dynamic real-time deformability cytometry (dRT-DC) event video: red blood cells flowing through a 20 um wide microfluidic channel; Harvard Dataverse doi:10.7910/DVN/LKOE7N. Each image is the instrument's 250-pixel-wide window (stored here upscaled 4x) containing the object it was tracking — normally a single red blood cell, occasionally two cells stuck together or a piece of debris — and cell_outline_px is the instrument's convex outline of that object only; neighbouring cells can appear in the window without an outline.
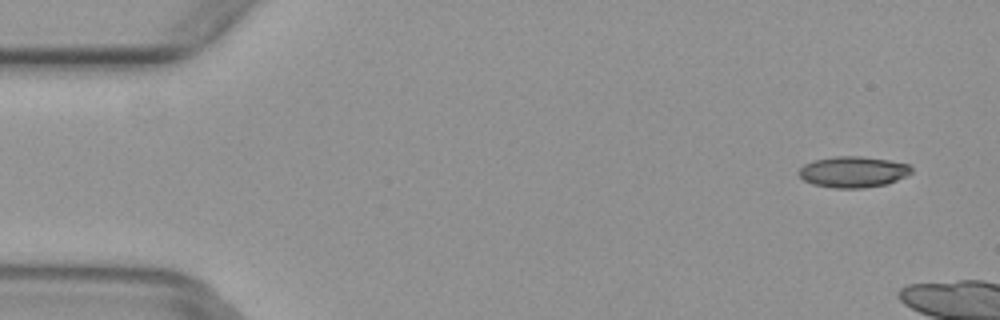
{"species": "common noctule bat (a hibernating species)", "species_latin": "Nyctalus noctula", "temperature_condition": "warm", "stored_images_in_passage": 2, "camera_frame_rate_fps": 3000, "um_per_image_px": 0.085, "animal": {"sex": "female", "body_mass_g": 29.2, "forearm_length_mm": 56.3}, "frame": {"image": 1, "passage_image": 1, "time_ms": 0.0, "image_size_px": [1000, 320], "cell_outline_px": [[912, 172], [908, 176], [888, 184], [864, 188], [832, 188], [812, 184], [804, 180], [800, 176], [800, 168], [804, 164], [816, 160], [836, 156], [860, 156], [888, 160], [908, 164], [912, 168]], "centroid_in_image_um": [72.55, 14.62], "position_along_channel_um": 12.4, "area_um2": 20.4}}